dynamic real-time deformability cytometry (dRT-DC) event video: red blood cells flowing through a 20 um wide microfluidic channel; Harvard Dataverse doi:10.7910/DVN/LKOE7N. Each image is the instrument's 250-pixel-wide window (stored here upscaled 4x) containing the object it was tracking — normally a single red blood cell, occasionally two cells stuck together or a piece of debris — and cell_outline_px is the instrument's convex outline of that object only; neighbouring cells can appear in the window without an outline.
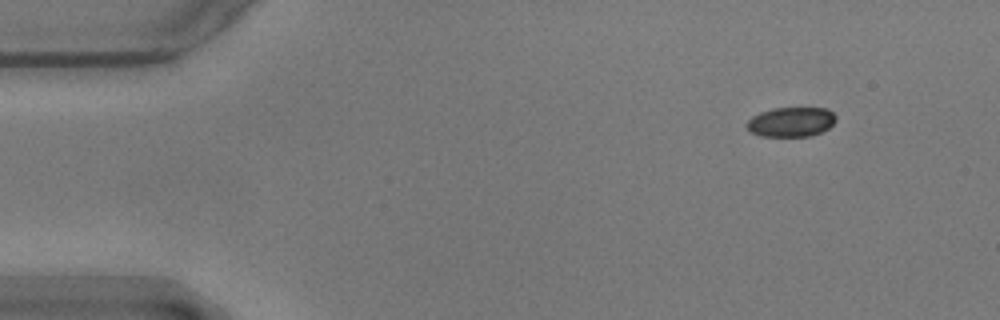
{"species": "common noctule bat (a hibernating species)", "species_latin": "Nyctalus noctula", "temperature_condition": "warm", "stored_images_in_passage": 52, "camera_frame_rate_fps": 3000, "um_per_image_px": 0.085, "animal": {"sex": "male", "body_mass_g": 17.9}, "frame": {"image": 1, "passage_image": 1, "time_ms": 0.0, "image_size_px": [1000, 320], "cell_outline_px": [[836, 120], [828, 128], [812, 136], [760, 136], [752, 132], [744, 124], [752, 116], [760, 112], [772, 108], [828, 108], [836, 116]], "centroid_in_image_um": [67.23, 10.36], "position_along_channel_um": 17.8, "area_um2": 15.43}}
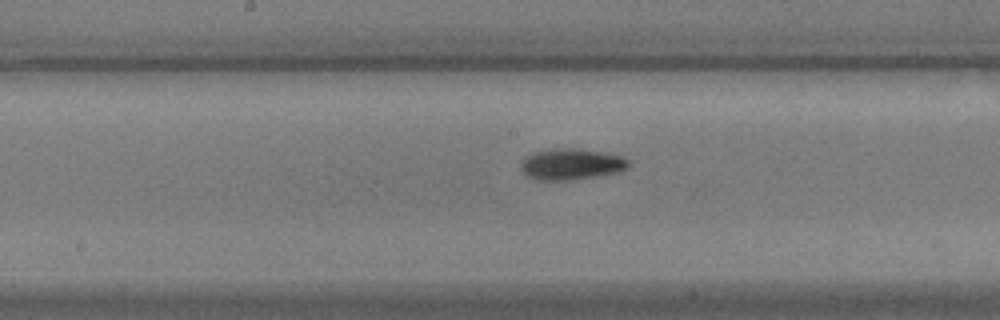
{"frame": {"image": 2, "passage_image": 24, "time_ms": 7.667, "image_size_px": [1000, 320], "cell_outline_px": [[628, 168], [620, 172], [568, 180], [540, 180], [528, 176], [520, 168], [520, 160], [524, 156], [532, 152], [544, 148], [576, 148], [604, 152], [624, 156], [628, 160]], "centroid_in_image_um": [48.52, 13.92], "position_along_channel_um": 199.7, "area_um2": 19.88}}
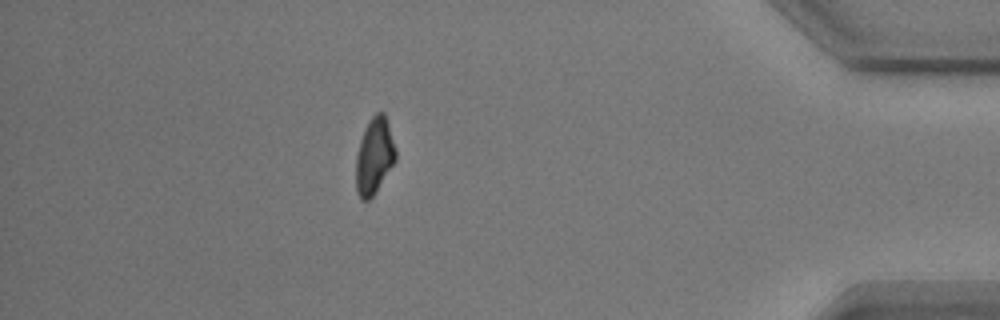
{"frame": {"image": 3, "passage_image": 45, "time_ms": 14.667, "image_size_px": [1000, 320], "cell_outline_px": [[396, 160], [376, 192], [368, 200], [360, 200], [356, 192], [356, 156], [360, 140], [364, 128], [368, 120], [376, 112], [384, 112], [396, 148]], "centroid_in_image_um": [31.81, 13.26], "position_along_channel_um": 403.4, "area_um2": 17.8}, "authors_computed_cell_mechanics": {"area_um2": 17.8891, "velocity_mm_per_s": 3.5602, "shape_relaxation_time_tau1_ms": 3.3965, "shape_relaxation_time_tau2_ms": null, "deformation_change_tau1": 0.1178, "deformation_change_tau2": null}}